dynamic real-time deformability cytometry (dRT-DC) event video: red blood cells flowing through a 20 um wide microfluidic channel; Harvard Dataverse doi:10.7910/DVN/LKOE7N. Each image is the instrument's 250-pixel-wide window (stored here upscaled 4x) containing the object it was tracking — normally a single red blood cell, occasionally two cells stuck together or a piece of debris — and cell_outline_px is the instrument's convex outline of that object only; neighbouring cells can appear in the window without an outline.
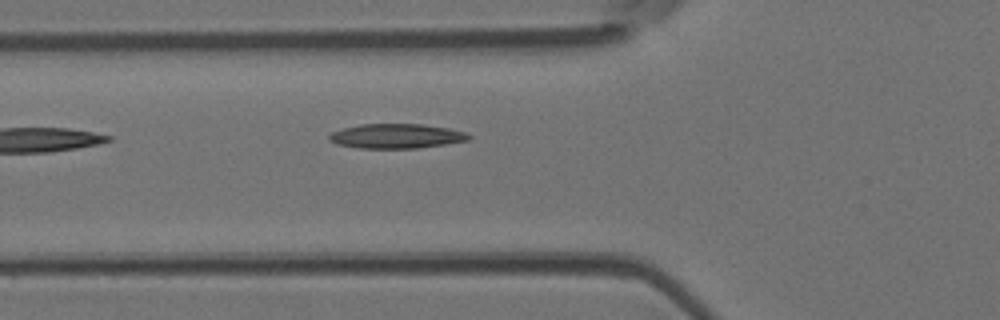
{"species": "Egyptian fruit bat (a non-hibernating species)", "species_latin": "Rousettus aegyptiacus", "temperature_condition": "room temperature", "stored_images_in_passage": 2, "camera_frame_rate_fps": 3000, "um_per_image_px": 0.085, "animal": {"sex": "female"}, "frame": {"image": 1, "passage_image": 2, "time_ms": 0.333, "image_size_px": [1000, 320], "cell_outline_px": [[472, 136], [468, 140], [444, 144], [416, 148], [356, 148], [336, 144], [328, 140], [328, 136], [332, 132], [344, 128], [360, 124], [424, 124], [448, 128], [464, 132]], "centroid_in_image_um": [33.65, 11.57], "position_along_channel_um": 92.1, "area_um2": 19.94}}